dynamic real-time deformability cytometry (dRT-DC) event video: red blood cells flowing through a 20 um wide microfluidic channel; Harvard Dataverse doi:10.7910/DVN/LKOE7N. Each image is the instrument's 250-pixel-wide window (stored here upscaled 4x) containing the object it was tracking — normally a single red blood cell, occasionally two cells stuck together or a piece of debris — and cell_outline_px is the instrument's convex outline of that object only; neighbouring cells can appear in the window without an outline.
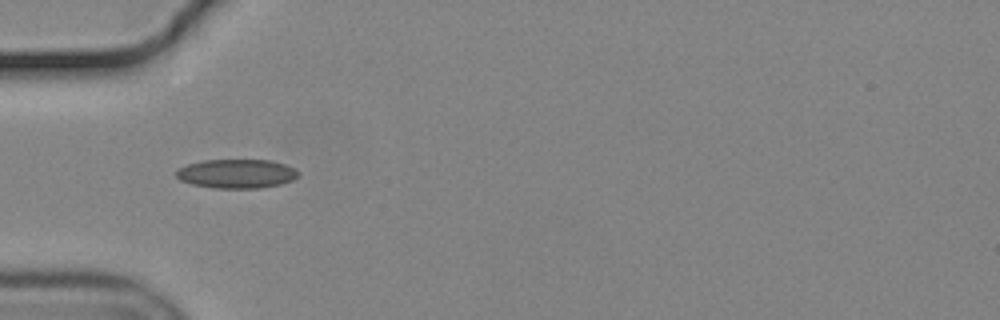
{"species": "common noctule bat (a hibernating species)", "species_latin": "Nyctalus noctula", "temperature_condition": "cold", "stored_images_in_passage": 38, "camera_frame_rate_fps": 3000, "um_per_image_px": 0.085, "animal": {"sex": "male", "body_mass_g": 19.2, "forearm_length_mm": 51.8}, "frame": {"image": 1, "passage_image": 1, "time_ms": 0.0, "image_size_px": [1000, 320], "cell_outline_px": [[300, 172], [292, 180], [280, 184], [260, 188], [212, 188], [192, 184], [180, 180], [176, 176], [176, 172], [180, 168], [188, 164], [204, 160], [272, 160], [284, 164]], "centroid_in_image_um": [20.1, 14.76], "position_along_channel_um": 64.9, "area_um2": 20.52}}
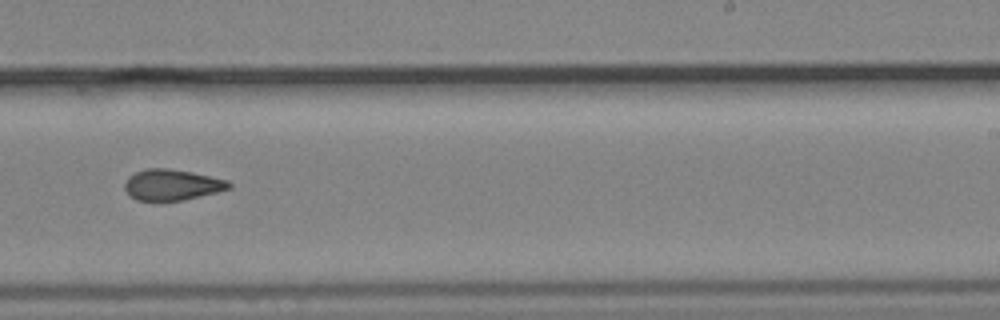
{"frame": {"image": 2, "passage_image": 18, "time_ms": 5.667, "image_size_px": [1000, 320], "cell_outline_px": [[232, 188], [184, 200], [152, 204], [136, 200], [124, 188], [124, 184], [128, 176], [136, 172], [148, 168], [168, 168], [192, 172], [228, 180], [232, 184]], "centroid_in_image_um": [14.59, 15.75], "position_along_channel_um": 274.4, "area_um2": 19.36}}
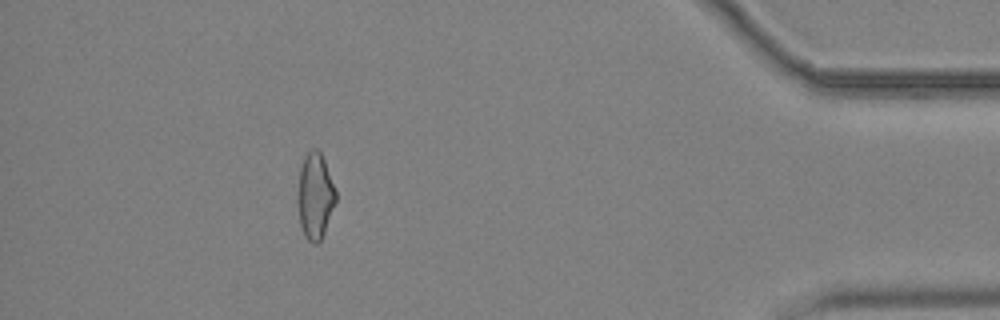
{"frame": {"image": 3, "passage_image": 33, "time_ms": 10.667, "image_size_px": [1000, 320], "cell_outline_px": [[336, 200], [324, 232], [320, 240], [316, 244], [312, 244], [304, 236], [300, 224], [296, 200], [296, 196], [300, 168], [304, 156], [312, 148], [316, 148], [320, 152], [324, 160], [336, 188]], "centroid_in_image_um": [26.76, 16.65], "position_along_channel_um": 408.4, "area_um2": 19.31}, "authors_computed_cell_mechanics": {"area_um2": 19.3341, "velocity_mm_per_s": 3.7156, "shape_relaxation_time_tau1_ms": null, "shape_relaxation_time_tau2_ms": 3.0214, "deformation_change_tau1": null, "deformation_change_tau2": 0.0892}}